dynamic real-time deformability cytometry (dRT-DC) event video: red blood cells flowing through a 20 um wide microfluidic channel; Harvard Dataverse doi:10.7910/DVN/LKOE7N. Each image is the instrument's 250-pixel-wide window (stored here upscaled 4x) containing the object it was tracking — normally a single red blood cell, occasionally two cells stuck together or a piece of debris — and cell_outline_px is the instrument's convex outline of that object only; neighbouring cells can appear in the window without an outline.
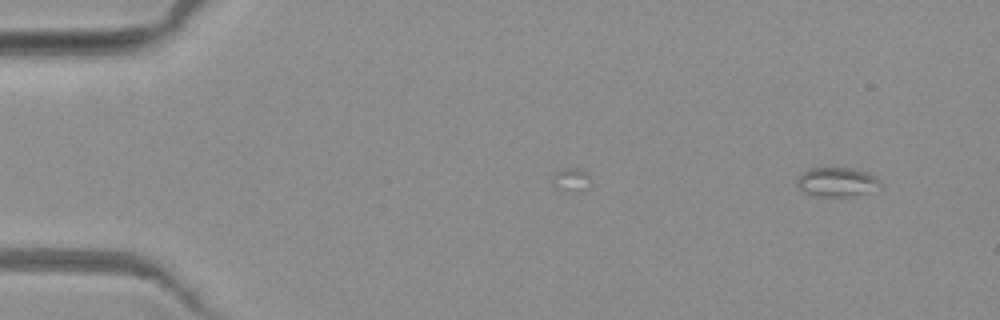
{"species": "common noctule bat (a hibernating species)", "species_latin": "Nyctalus noctula", "temperature_condition": "warm", "stored_images_in_passage": 17, "camera_frame_rate_fps": 3000, "um_per_image_px": 0.085, "animal": {"sex": "female", "body_mass_g": 19.3, "forearm_length_mm": 54.1}, "frame": {"image": 1, "passage_image": 17, "time_ms": 5.333, "image_size_px": [1000, 320], "cell_outline_px": [[880, 188], [852, 196], [816, 196], [804, 192], [796, 184], [796, 180], [800, 172], [808, 168], [852, 168], [868, 172], [876, 176], [880, 180]], "centroid_in_image_um": [71.12, 15.45], "position_along_channel_um": 13.9, "area_um2": 14.33}}